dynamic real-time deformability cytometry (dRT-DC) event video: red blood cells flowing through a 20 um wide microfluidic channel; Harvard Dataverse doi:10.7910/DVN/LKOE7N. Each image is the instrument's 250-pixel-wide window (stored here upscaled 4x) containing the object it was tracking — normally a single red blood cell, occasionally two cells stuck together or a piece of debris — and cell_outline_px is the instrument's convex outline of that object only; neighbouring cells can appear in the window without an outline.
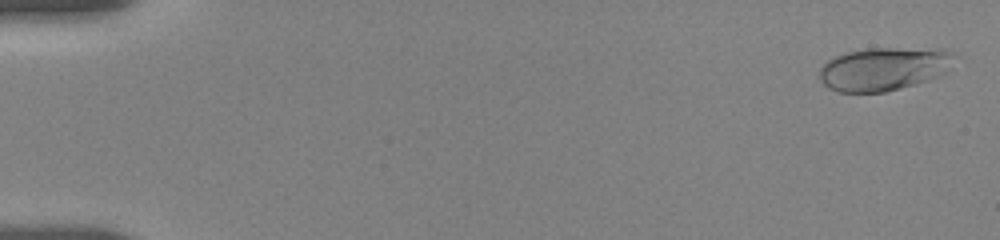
{"species": "human", "species_latin": "Homo sapiens", "temperature_condition": "room temperature", "stored_images_in_passage": 20, "camera_frame_rate_fps": 3000, "um_per_image_px": 0.085, "donor": {"sex": "female"}, "frame": {"image": 1, "passage_image": 2, "time_ms": 0.333, "image_size_px": [1000, 240], "cell_outline_px": [[944, 72], [928, 80], [916, 84], [884, 92], [836, 92], [828, 88], [820, 80], [820, 68], [828, 60], [836, 56], [848, 52], [864, 48], [944, 48]], "centroid_in_image_um": [74.93, 5.87], "position_along_channel_um": 10.1, "area_um2": 32.95}}
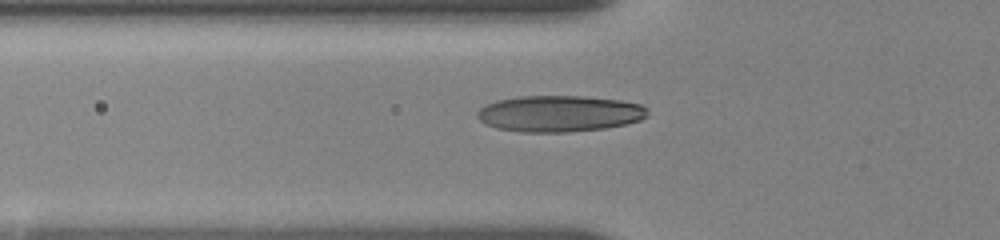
{"frame": {"image": 2, "passage_image": 15, "time_ms": 6.333, "image_size_px": [1000, 240], "cell_outline_px": [[648, 116], [640, 120], [624, 124], [604, 128], [568, 132], [524, 132], [496, 128], [480, 120], [476, 116], [476, 112], [480, 108], [496, 100], [520, 96], [584, 96], [620, 100], [640, 104], [648, 108]], "centroid_in_image_um": [47.56, 9.65], "position_along_channel_um": 78.2, "area_um2": 36.01}}
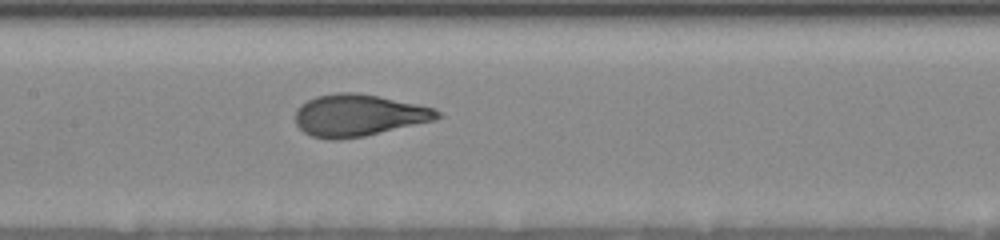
{"frame": {"image": 3, "passage_image": 20, "time_ms": 9.0, "image_size_px": [1000, 240], "cell_outline_px": [[444, 116], [436, 120], [364, 136], [336, 140], [332, 140], [312, 136], [304, 132], [296, 124], [296, 108], [300, 104], [316, 96], [336, 92], [356, 92], [380, 96], [436, 108]], "centroid_in_image_um": [30.5, 9.79], "position_along_channel_um": 176.9, "area_um2": 34.91}}